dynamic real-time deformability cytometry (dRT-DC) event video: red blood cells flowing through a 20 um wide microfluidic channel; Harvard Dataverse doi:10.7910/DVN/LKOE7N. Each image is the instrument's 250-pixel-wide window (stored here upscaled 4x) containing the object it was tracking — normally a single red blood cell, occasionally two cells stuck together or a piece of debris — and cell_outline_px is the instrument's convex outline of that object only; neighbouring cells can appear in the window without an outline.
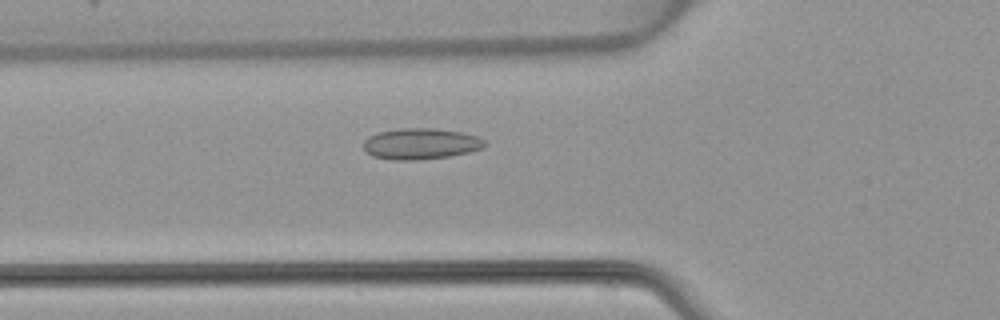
{"species": "common noctule bat (a hibernating species)", "species_latin": "Nyctalus noctula", "temperature_condition": "warm", "stored_images_in_passage": 5, "camera_frame_rate_fps": 3000, "um_per_image_px": 0.085, "animal": {"sex": "female", "body_mass_g": 22.7, "forearm_length_mm": 54.2}, "frame": {"image": 1, "passage_image": 5, "time_ms": 6.0, "image_size_px": [1000, 320], "cell_outline_px": [[488, 144], [484, 148], [468, 152], [448, 156], [416, 160], [392, 160], [372, 156], [364, 148], [364, 140], [368, 136], [380, 132], [400, 128], [436, 128], [460, 132], [476, 136], [484, 140]], "centroid_in_image_um": [35.77, 12.22], "position_along_channel_um": 90.0, "area_um2": 21.91}}